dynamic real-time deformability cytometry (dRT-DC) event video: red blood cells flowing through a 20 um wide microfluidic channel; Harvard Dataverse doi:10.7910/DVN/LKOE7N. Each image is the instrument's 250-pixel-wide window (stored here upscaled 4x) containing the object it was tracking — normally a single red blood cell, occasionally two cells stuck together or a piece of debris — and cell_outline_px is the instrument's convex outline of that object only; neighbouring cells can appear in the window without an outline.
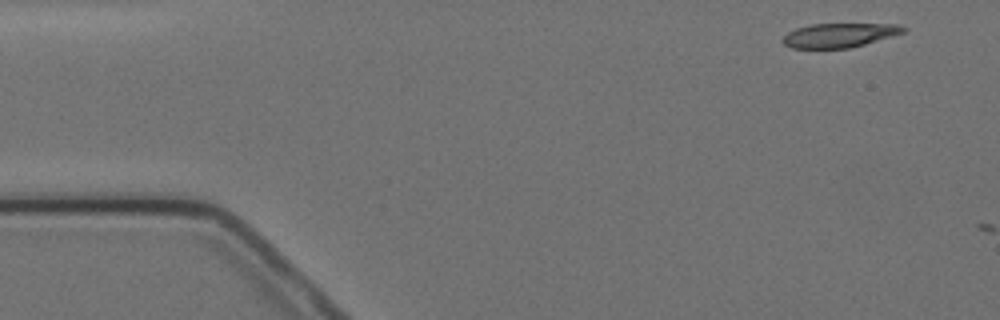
{"species": "Egyptian fruit bat (a non-hibernating species)", "species_latin": "Rousettus aegyptiacus", "temperature_condition": "cold", "stored_images_in_passage": 2, "camera_frame_rate_fps": 3000, "um_per_image_px": 0.085, "animal": {"sex": "female"}, "frame": {"image": 1, "passage_image": 1, "time_ms": 0.0, "image_size_px": [1000, 320], "cell_outline_px": [[908, 32], [864, 44], [848, 48], [792, 48], [784, 44], [780, 40], [788, 32], [796, 28], [808, 24], [900, 24], [908, 28]], "centroid_in_image_um": [71.38, 2.98], "position_along_channel_um": 13.6, "area_um2": 17.17}}